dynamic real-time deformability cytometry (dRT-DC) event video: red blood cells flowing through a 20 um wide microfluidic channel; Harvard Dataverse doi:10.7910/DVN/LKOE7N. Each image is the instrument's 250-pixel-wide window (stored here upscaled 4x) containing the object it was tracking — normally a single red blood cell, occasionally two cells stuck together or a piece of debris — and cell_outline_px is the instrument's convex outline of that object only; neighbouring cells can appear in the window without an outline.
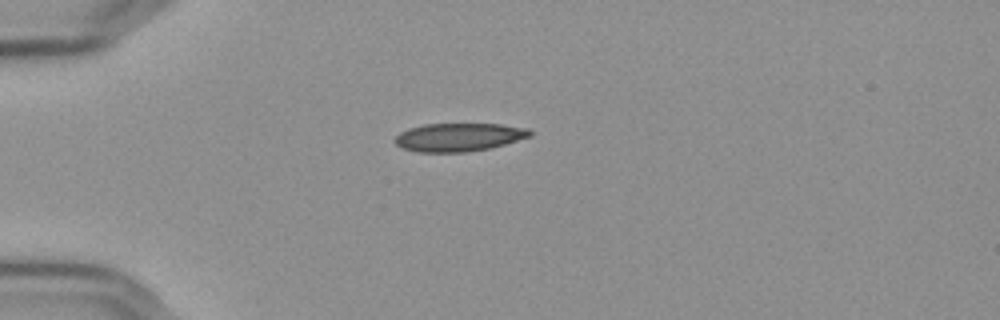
{"species": "Egyptian fruit bat (a non-hibernating species)", "species_latin": "Rousettus aegyptiacus", "temperature_condition": "cold", "stored_images_in_passage": 4, "camera_frame_rate_fps": 3000, "um_per_image_px": 0.085, "frame": {"image": 1, "passage_image": 1, "time_ms": 0.0, "image_size_px": [1000, 320], "cell_outline_px": [[532, 136], [504, 144], [488, 148], [464, 152], [420, 152], [404, 148], [396, 144], [396, 136], [400, 132], [408, 128], [424, 124], [500, 124], [528, 128], [532, 132]], "centroid_in_image_um": [39.02, 11.65], "position_along_channel_um": 46.0, "area_um2": 22.02}}
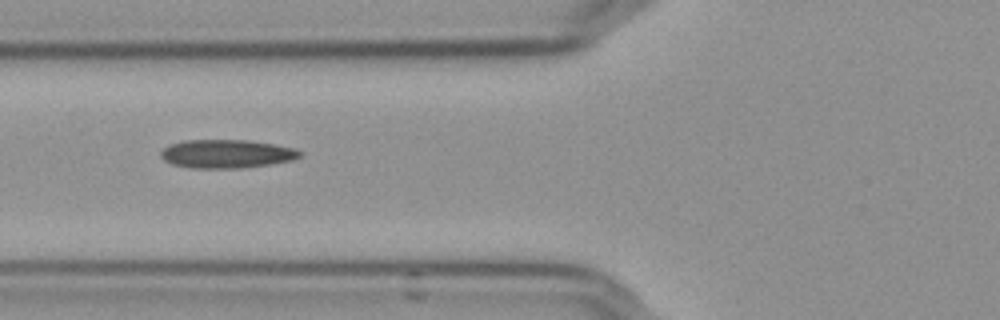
{"frame": {"image": 2, "passage_image": 3, "time_ms": 0.667, "image_size_px": [1000, 320], "cell_outline_px": [[300, 156], [292, 160], [272, 164], [240, 168], [188, 168], [172, 164], [164, 160], [160, 156], [160, 152], [168, 144], [184, 140], [248, 140], [296, 148], [300, 152]], "centroid_in_image_um": [19.22, 13.08], "position_along_channel_um": 106.6, "area_um2": 23.18}}
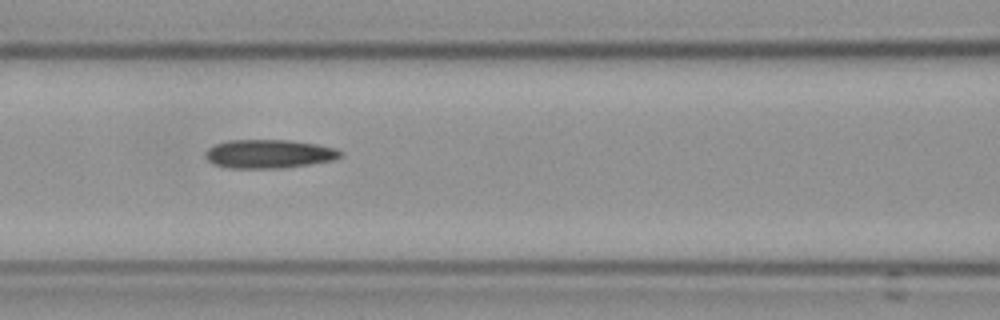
{"frame": {"image": 3, "passage_image": 4, "time_ms": 1.0, "image_size_px": [1000, 320], "cell_outline_px": [[344, 152], [336, 160], [280, 168], [232, 168], [216, 164], [208, 160], [204, 156], [204, 152], [208, 148], [216, 144], [228, 140], [292, 140], [316, 144], [336, 148]], "centroid_in_image_um": [22.88, 13.07], "position_along_channel_um": 143.7, "area_um2": 22.54}}